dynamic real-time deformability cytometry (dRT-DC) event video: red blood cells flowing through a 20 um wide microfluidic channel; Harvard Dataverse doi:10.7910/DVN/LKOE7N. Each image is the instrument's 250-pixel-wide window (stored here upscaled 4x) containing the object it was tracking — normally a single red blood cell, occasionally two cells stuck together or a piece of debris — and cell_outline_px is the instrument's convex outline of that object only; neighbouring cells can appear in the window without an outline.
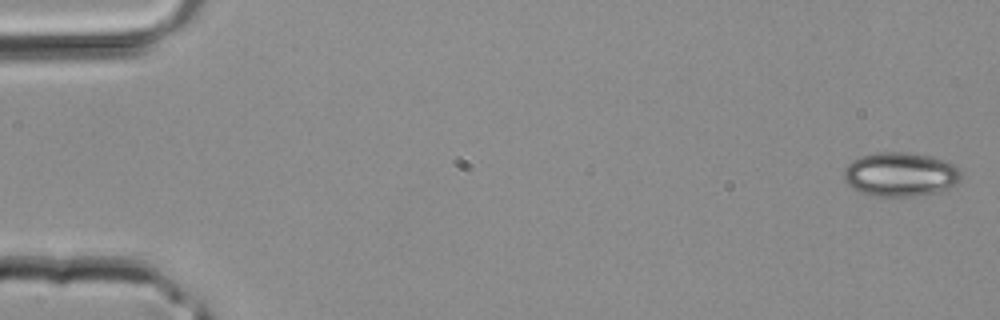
{"species": "common noctule bat (a hibernating species)", "species_latin": "Nyctalus noctula", "temperature_condition": "room temperature", "stored_images_in_passage": 39, "camera_frame_rate_fps": 3000, "um_per_image_px": 0.085, "animal": {"sex": "male", "body_mass_g": 20.4}, "frame": {"image": 1, "passage_image": 1, "time_ms": 0.0, "image_size_px": [1000, 320], "cell_outline_px": [[960, 180], [956, 184], [948, 188], [936, 192], [908, 196], [880, 196], [864, 192], [848, 184], [844, 180], [844, 172], [848, 164], [852, 160], [860, 156], [876, 152], [904, 152], [932, 156], [952, 164], [960, 172]], "centroid_in_image_um": [76.53, 14.8], "position_along_channel_um": 8.5, "area_um2": 29.59}}
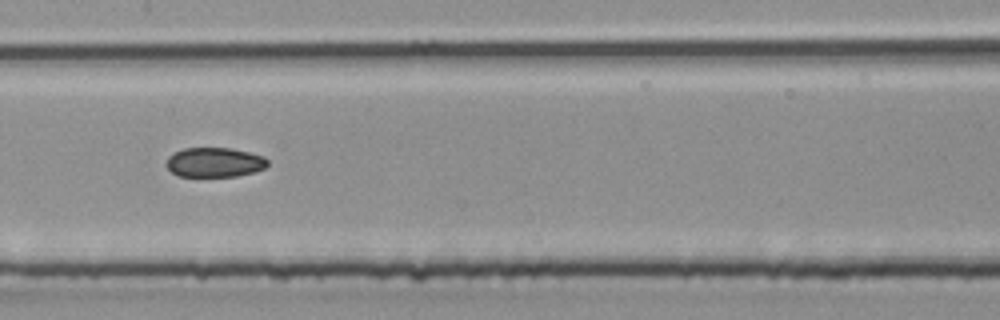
{"frame": {"image": 2, "passage_image": 20, "time_ms": 6.333, "image_size_px": [1000, 320], "cell_outline_px": [[268, 164], [264, 168], [256, 172], [236, 176], [180, 176], [172, 172], [168, 168], [168, 156], [184, 148], [232, 148], [264, 156], [268, 160]], "centroid_in_image_um": [18.28, 13.79], "position_along_channel_um": 189.1, "area_um2": 17.34}}
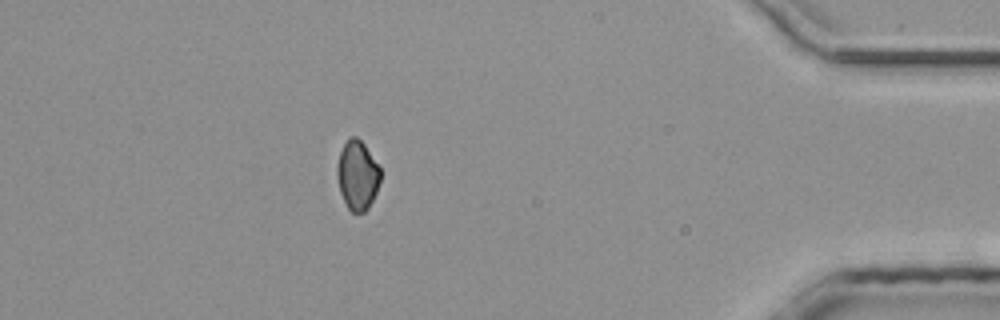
{"frame": {"image": 3, "passage_image": 35, "time_ms": 11.333, "image_size_px": [1000, 320], "cell_outline_px": [[380, 180], [376, 192], [368, 208], [364, 212], [352, 212], [348, 208], [340, 192], [336, 172], [336, 168], [340, 152], [348, 136], [356, 136], [364, 144], [380, 168]], "centroid_in_image_um": [30.36, 14.88], "position_along_channel_um": 404.8, "area_um2": 17.34}}